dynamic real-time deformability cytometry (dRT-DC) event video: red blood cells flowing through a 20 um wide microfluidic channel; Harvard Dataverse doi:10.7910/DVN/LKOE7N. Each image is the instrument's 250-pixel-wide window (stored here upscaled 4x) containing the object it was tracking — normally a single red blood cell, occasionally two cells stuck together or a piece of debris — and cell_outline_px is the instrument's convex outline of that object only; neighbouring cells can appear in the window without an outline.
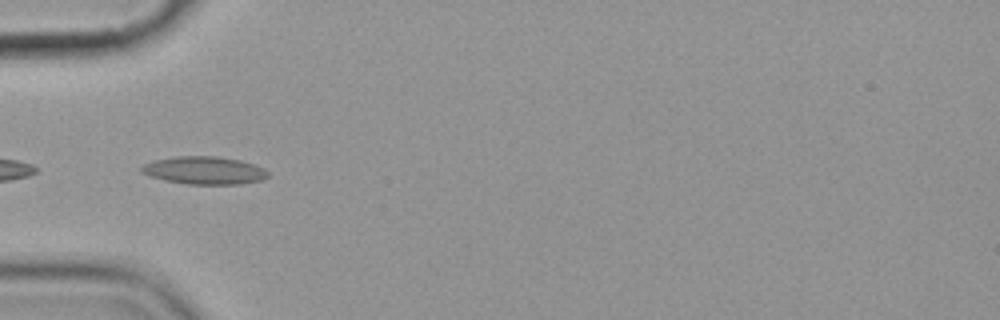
{"species": "common noctule bat (a hibernating species)", "species_latin": "Nyctalus noctula", "temperature_condition": "cold", "stored_images_in_passage": 8, "camera_frame_rate_fps": 3000, "um_per_image_px": 0.085, "animal": {"sex": "female", "body_mass_g": 19.9}, "frame": {"image": 1, "passage_image": 5, "time_ms": 4.667, "image_size_px": [1000, 320], "cell_outline_px": [[268, 176], [264, 180], [240, 184], [188, 184], [164, 180], [140, 172], [140, 168], [144, 164], [156, 160], [176, 156], [216, 156], [240, 160], [264, 168], [268, 172]], "centroid_in_image_um": [17.39, 14.49], "position_along_channel_um": 67.6, "area_um2": 20.4}}
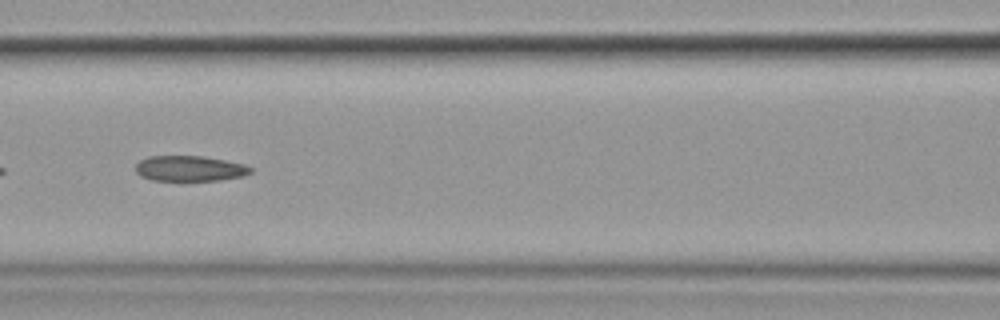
{"frame": {"image": 2, "passage_image": 7, "time_ms": 7.0, "image_size_px": [1000, 320], "cell_outline_px": [[252, 172], [244, 176], [220, 180], [152, 180], [140, 176], [136, 172], [136, 164], [140, 160], [148, 156], [204, 156], [244, 164], [252, 168]], "centroid_in_image_um": [16.13, 14.32], "position_along_channel_um": 150.5, "area_um2": 17.05}}
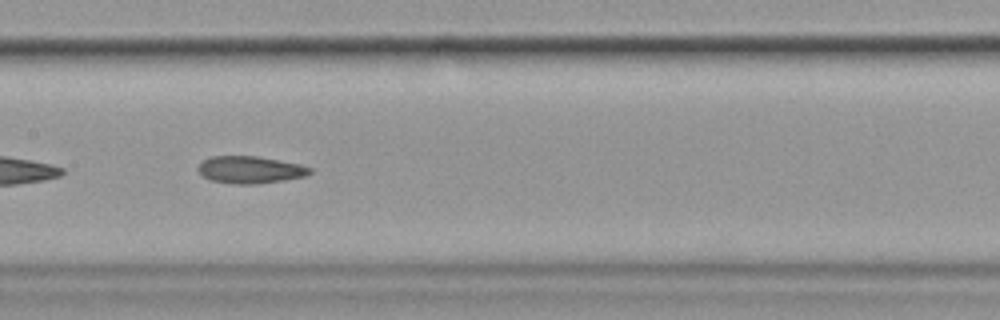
{"frame": {"image": 3, "passage_image": 8, "time_ms": 8.0, "image_size_px": [1000, 320], "cell_outline_px": [[312, 172], [308, 176], [284, 180], [256, 184], [236, 184], [208, 180], [196, 168], [204, 160], [212, 156], [256, 156], [300, 164], [312, 168]], "centroid_in_image_um": [21.29, 14.43], "position_along_channel_um": 186.1, "area_um2": 17.74}}